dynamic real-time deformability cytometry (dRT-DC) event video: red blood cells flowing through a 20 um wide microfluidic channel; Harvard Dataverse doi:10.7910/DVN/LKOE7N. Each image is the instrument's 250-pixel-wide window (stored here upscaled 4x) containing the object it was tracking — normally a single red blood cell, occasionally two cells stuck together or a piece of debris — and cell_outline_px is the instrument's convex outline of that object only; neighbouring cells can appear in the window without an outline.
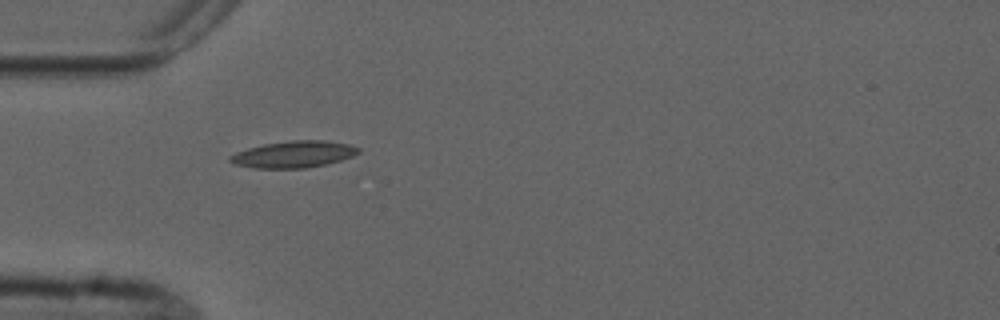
{"species": "common noctule bat (a hibernating species)", "species_latin": "Nyctalus noctula", "temperature_condition": "cold", "stored_images_in_passage": 8, "camera_frame_rate_fps": 3000, "um_per_image_px": 0.085, "animal": {"sex": "male", "forearm_length_mm": 52.5}, "frame": {"image": 1, "passage_image": 3, "time_ms": 5.333, "image_size_px": [1000, 320], "cell_outline_px": [[360, 152], [352, 156], [340, 160], [324, 164], [304, 168], [256, 168], [236, 164], [228, 160], [228, 156], [236, 152], [248, 148], [264, 144], [292, 140], [324, 140], [348, 144], [360, 148]], "centroid_in_image_um": [24.95, 13.11], "position_along_channel_um": 60.1, "area_um2": 19.77}}
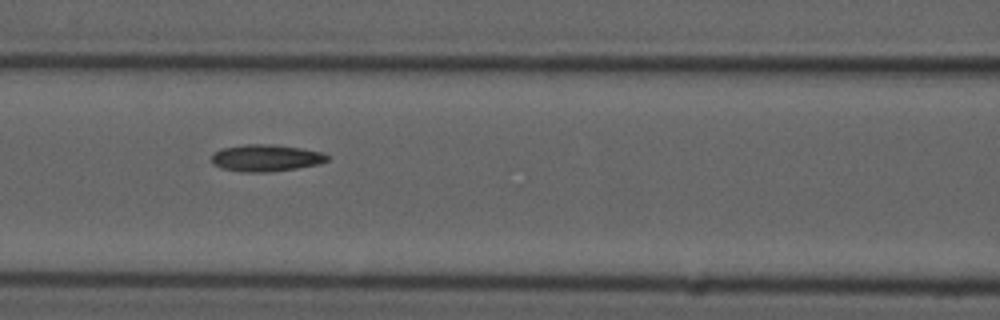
{"frame": {"image": 2, "passage_image": 5, "time_ms": 7.667, "image_size_px": [1000, 320], "cell_outline_px": [[328, 160], [316, 164], [296, 168], [268, 172], [244, 172], [220, 168], [212, 164], [212, 152], [220, 148], [244, 144], [272, 144], [300, 148], [320, 152], [328, 156]], "centroid_in_image_um": [22.51, 13.42], "position_along_channel_um": 144.1, "area_um2": 18.09}}
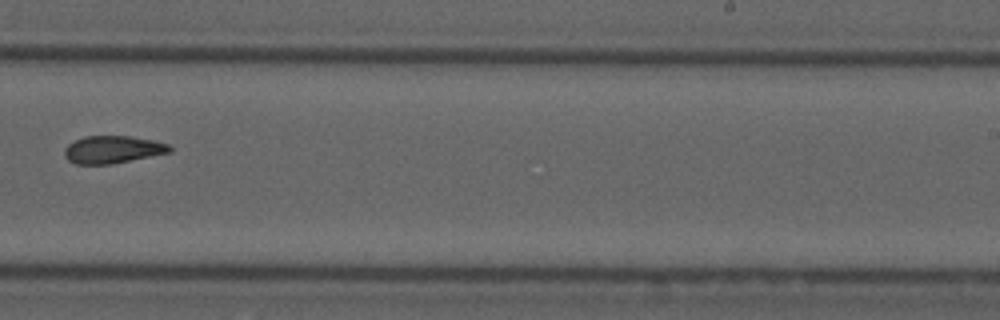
{"frame": {"image": 3, "passage_image": 8, "time_ms": 11.333, "image_size_px": [1000, 320], "cell_outline_px": [[172, 152], [112, 164], [76, 164], [68, 160], [64, 156], [64, 148], [68, 144], [84, 136], [128, 136], [152, 140], [168, 144], [172, 148]], "centroid_in_image_um": [9.57, 12.71], "position_along_channel_um": 279.4, "area_um2": 16.88}}